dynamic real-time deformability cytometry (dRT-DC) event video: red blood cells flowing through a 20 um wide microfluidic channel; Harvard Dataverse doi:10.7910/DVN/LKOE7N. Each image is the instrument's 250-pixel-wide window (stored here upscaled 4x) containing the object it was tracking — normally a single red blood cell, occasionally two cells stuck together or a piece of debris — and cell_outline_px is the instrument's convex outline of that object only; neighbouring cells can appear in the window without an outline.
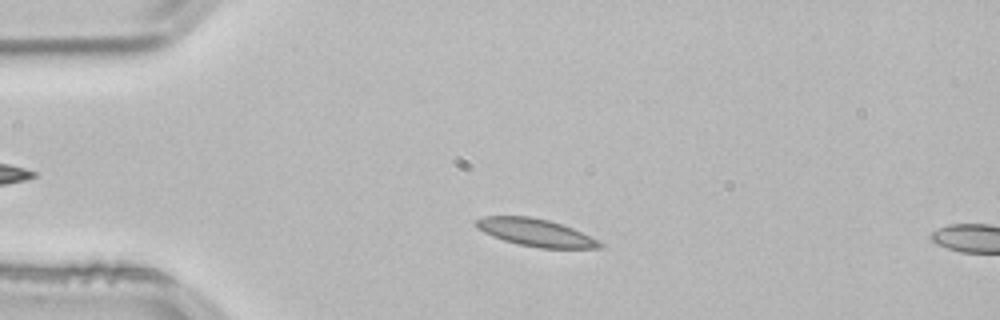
{"species": "common noctule bat (a hibernating species)", "species_latin": "Nyctalus noctula", "temperature_condition": "room temperature", "stored_images_in_passage": 11, "camera_frame_rate_fps": 3000, "um_per_image_px": 0.085, "animal": {"sex": "male", "body_mass_g": 21.5, "forearm_length_mm": 52.0}, "frame": {"image": 1, "passage_image": 8, "time_ms": 2.333, "image_size_px": [1000, 320], "cell_outline_px": [[604, 248], [540, 248], [520, 244], [504, 240], [492, 236], [476, 228], [476, 220], [484, 216], [532, 216], [548, 220], [572, 228], [604, 244]], "centroid_in_image_um": [45.51, 19.76], "position_along_channel_um": 39.5, "area_um2": 19.54}}